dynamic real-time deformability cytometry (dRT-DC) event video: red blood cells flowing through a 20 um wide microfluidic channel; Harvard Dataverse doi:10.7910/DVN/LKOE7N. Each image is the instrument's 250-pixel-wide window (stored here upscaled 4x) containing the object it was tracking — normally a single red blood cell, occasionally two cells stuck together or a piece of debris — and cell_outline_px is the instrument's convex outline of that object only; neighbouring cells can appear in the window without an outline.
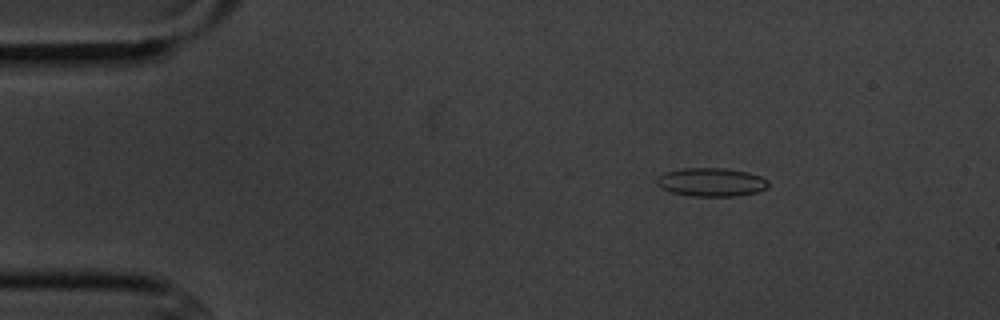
{"species": "common noctule bat (a hibernating species)", "species_latin": "Nyctalus noctula", "temperature_condition": "cold", "stored_images_in_passage": 4, "camera_frame_rate_fps": 3000, "um_per_image_px": 0.085, "animal": {"sex": "male", "body_mass_g": 20.1, "forearm_length_mm": 53.5}, "frame": {"image": 1, "passage_image": 2, "time_ms": 1.333, "image_size_px": [1000, 320], "cell_outline_px": [[768, 188], [756, 192], [736, 196], [692, 196], [672, 192], [660, 188], [656, 184], [656, 180], [664, 172], [684, 168], [724, 168], [748, 172], [760, 176], [768, 180]], "centroid_in_image_um": [60.46, 15.48], "position_along_channel_um": 24.5, "area_um2": 18.55}}